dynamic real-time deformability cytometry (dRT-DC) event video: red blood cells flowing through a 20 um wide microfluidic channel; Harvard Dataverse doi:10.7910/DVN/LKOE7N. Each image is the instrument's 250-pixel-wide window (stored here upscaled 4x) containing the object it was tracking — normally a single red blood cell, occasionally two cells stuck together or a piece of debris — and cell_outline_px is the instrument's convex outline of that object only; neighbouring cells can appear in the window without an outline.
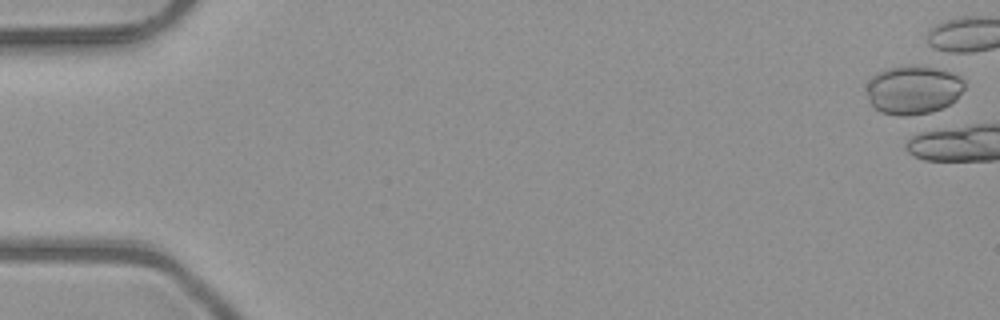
{"species": "common noctule bat (a hibernating species)", "species_latin": "Nyctalus noctula", "temperature_condition": "room temperature", "stored_images_in_passage": 6, "segment_of_instrument_passage": [2, 2], "camera_frame_rate_fps": 3000, "um_per_image_px": 0.085, "animal": {"sex": "male", "body_mass_g": 23.1, "forearm_length_mm": 52.7}, "frame": {"image": 1, "passage_image": 6, "time_ms": 1.667, "image_size_px": [1000, 320], "cell_outline_px": [[964, 88], [956, 100], [924, 116], [896, 116], [880, 112], [868, 100], [868, 84], [872, 76], [876, 72], [888, 68], [912, 64], [916, 64], [936, 68], [960, 76], [964, 80]], "centroid_in_image_um": [77.63, 7.65], "position_along_channel_um": 7.4, "area_um2": 28.15}}